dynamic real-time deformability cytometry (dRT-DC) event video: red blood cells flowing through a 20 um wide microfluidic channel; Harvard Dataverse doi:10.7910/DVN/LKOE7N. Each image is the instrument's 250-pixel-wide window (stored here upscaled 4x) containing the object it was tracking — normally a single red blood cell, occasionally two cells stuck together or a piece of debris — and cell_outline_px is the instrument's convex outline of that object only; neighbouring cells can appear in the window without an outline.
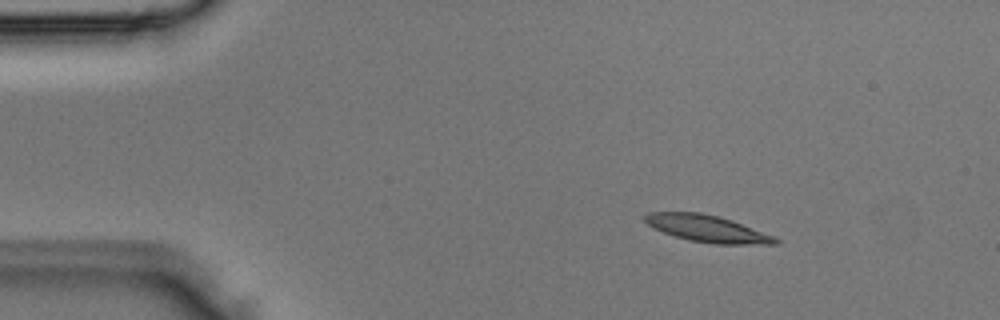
{"species": "Egyptian fruit bat (a non-hibernating species)", "species_latin": "Rousettus aegyptiacus", "temperature_condition": "room temperature", "stored_images_in_passage": 3, "camera_frame_rate_fps": 3000, "um_per_image_px": 0.085, "animal": {"sex": "male"}, "frame": {"image": 1, "passage_image": 1, "time_ms": 0.0, "image_size_px": [1000, 320], "cell_outline_px": [[780, 244], [716, 244], [688, 240], [652, 228], [644, 220], [644, 216], [648, 212], [700, 212], [720, 216], [732, 220], [776, 236], [780, 240]], "centroid_in_image_um": [60.16, 19.43], "position_along_channel_um": 24.8, "area_um2": 20.58}}